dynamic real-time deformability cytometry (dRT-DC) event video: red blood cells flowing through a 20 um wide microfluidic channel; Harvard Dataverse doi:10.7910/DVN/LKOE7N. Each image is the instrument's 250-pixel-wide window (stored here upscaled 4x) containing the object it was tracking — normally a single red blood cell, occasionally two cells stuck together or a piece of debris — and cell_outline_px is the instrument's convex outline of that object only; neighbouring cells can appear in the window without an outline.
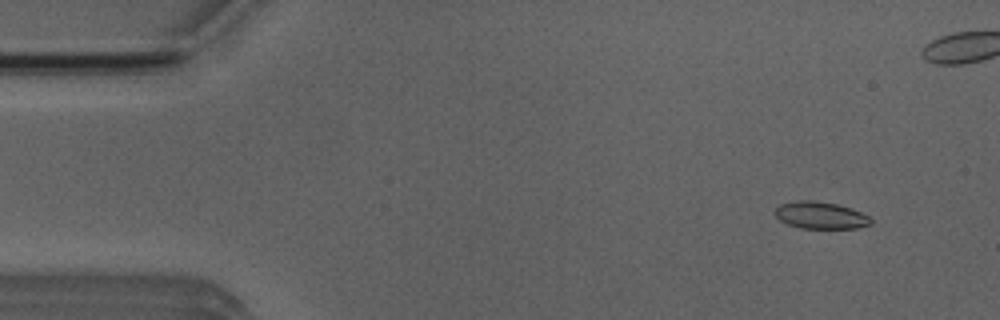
{"species": "Egyptian fruit bat (a non-hibernating species)", "species_latin": "Rousettus aegyptiacus", "temperature_condition": "room temperature", "stored_images_in_passage": 53, "camera_frame_rate_fps": 3000, "um_per_image_px": 0.085, "animal": {"sex": "male"}, "frame": {"image": 1, "passage_image": 5, "time_ms": 1.333, "image_size_px": [1000, 320], "cell_outline_px": [[872, 224], [856, 228], [800, 228], [788, 224], [780, 220], [776, 216], [776, 208], [780, 204], [800, 200], [808, 200], [836, 204], [860, 212], [868, 216], [872, 220]], "centroid_in_image_um": [69.74, 18.31], "position_along_channel_um": 15.3, "area_um2": 14.8}}
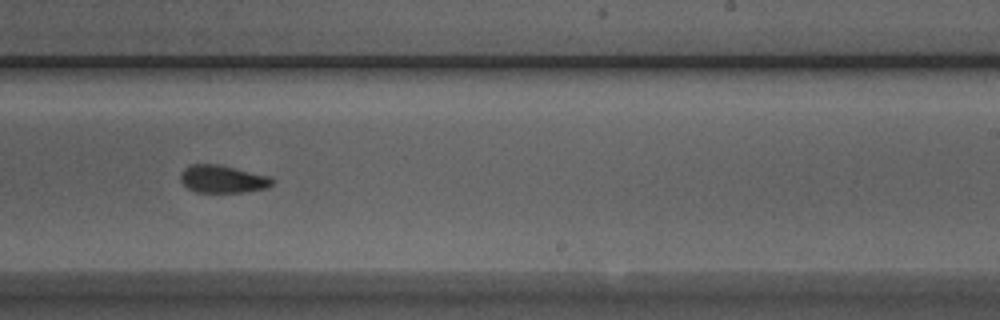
{"frame": {"image": 2, "passage_image": 32, "time_ms": 10.333, "image_size_px": [1000, 320], "cell_outline_px": [[276, 180], [268, 188], [244, 192], [196, 192], [188, 188], [180, 180], [180, 172], [188, 164], [220, 164], [272, 176]], "centroid_in_image_um": [18.96, 15.2], "position_along_channel_um": 270.0, "area_um2": 15.14}}
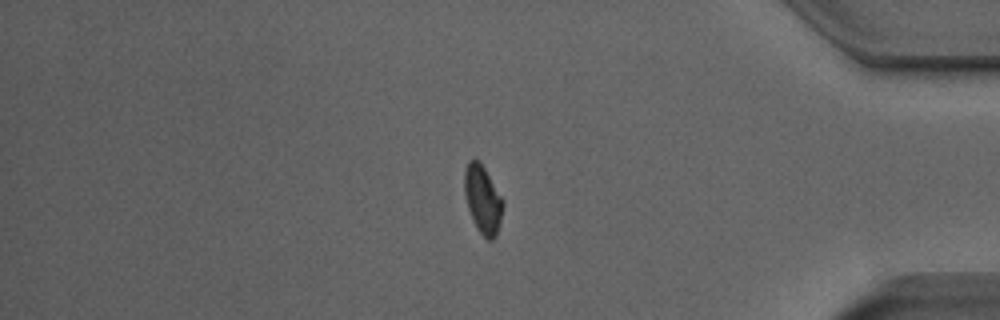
{"frame": {"image": 3, "passage_image": 44, "time_ms": 14.333, "image_size_px": [1000, 320], "cell_outline_px": [[504, 204], [496, 236], [492, 240], [488, 240], [480, 232], [472, 220], [468, 208], [464, 192], [464, 172], [468, 160], [476, 160], [484, 168], [504, 200]], "centroid_in_image_um": [41.03, 16.96], "position_along_channel_um": 394.2, "area_um2": 15.09}, "authors_computed_cell_mechanics": {"area_um2": 15.2014, "velocity_mm_per_s": 3.9263, "shape_relaxation_time_tau1_ms": null, "shape_relaxation_time_tau2_ms": 2.0543, "deformation_change_tau1": null, "deformation_change_tau2": 0.0864}}